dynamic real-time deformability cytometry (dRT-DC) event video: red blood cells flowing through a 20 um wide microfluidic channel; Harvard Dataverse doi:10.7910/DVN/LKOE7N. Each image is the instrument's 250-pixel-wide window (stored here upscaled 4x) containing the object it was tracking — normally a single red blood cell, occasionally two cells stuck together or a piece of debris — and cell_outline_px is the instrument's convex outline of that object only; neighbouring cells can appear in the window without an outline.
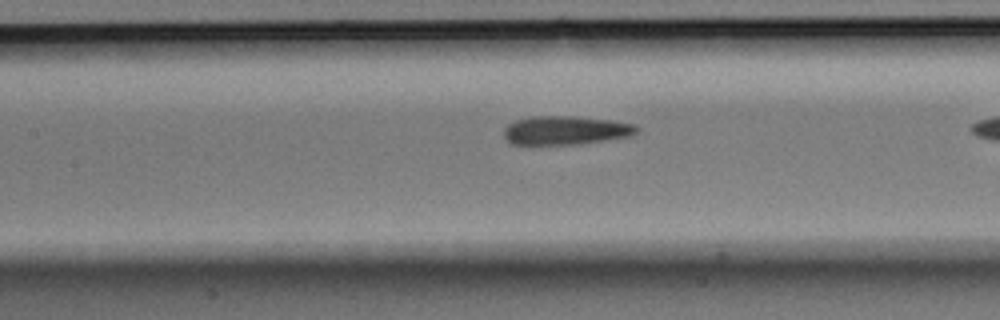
{"species": "Egyptian fruit bat (a non-hibernating species)", "species_latin": "Rousettus aegyptiacus", "temperature_condition": "room temperature", "stored_images_in_passage": 22, "camera_frame_rate_fps": 3000, "um_per_image_px": 0.085, "animal": {"sex": "male"}, "frame": {"image": 1, "passage_image": 21, "time_ms": 6.667, "image_size_px": [1000, 320], "cell_outline_px": [[640, 128], [632, 136], [580, 144], [512, 144], [504, 136], [504, 128], [508, 124], [516, 120], [532, 116], [572, 116], [608, 120], [632, 124]], "centroid_in_image_um": [48.07, 11.08], "position_along_channel_um": 159.3, "area_um2": 22.08}}